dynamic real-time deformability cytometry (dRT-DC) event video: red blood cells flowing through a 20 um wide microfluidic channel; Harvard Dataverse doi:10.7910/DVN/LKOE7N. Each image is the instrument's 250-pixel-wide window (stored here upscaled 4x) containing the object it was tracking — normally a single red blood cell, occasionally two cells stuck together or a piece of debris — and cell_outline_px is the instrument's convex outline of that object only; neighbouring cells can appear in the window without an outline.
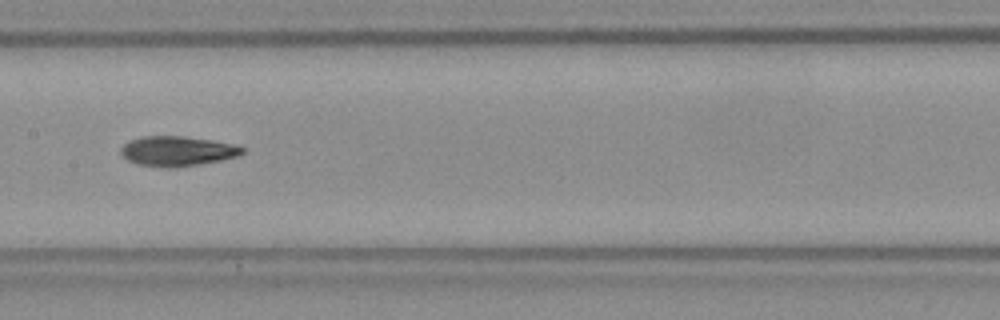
{"species": "Egyptian fruit bat (a non-hibernating species)", "species_latin": "Rousettus aegyptiacus", "temperature_condition": "room temperature", "stored_images_in_passage": 38, "camera_frame_rate_fps": 3000, "um_per_image_px": 0.085, "frame": {"image": 1, "passage_image": 12, "time_ms": 3.667, "image_size_px": [1000, 320], "cell_outline_px": [[244, 152], [240, 156], [220, 160], [176, 168], [164, 168], [136, 164], [120, 156], [120, 148], [128, 140], [144, 136], [184, 136], [212, 140], [232, 144], [244, 148]], "centroid_in_image_um": [15.02, 12.85], "position_along_channel_um": 192.4, "area_um2": 21.39}}
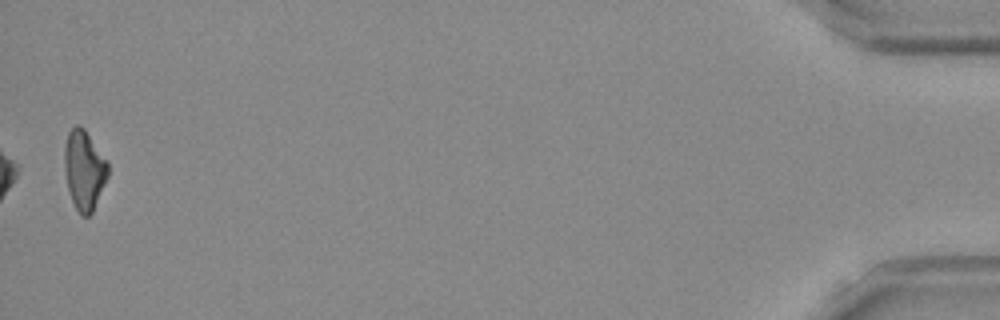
{"frame": {"image": 2, "passage_image": 38, "time_ms": 12.333, "image_size_px": [1000, 320], "cell_outline_px": [[108, 176], [92, 212], [88, 216], [80, 216], [72, 200], [68, 188], [64, 168], [64, 148], [68, 132], [76, 124], [80, 124], [84, 128], [108, 164]], "centroid_in_image_um": [7.13, 14.44], "position_along_channel_um": 428.1, "area_um2": 19.88}, "authors_computed_cell_mechanics": {"area_um2": 20.5768, "velocity_mm_per_s": 3.8564, "shape_relaxation_time_tau1_ms": null, "shape_relaxation_time_tau2_ms": 6.359, "deformation_change_tau1": null, "deformation_change_tau2": 0.1541}}